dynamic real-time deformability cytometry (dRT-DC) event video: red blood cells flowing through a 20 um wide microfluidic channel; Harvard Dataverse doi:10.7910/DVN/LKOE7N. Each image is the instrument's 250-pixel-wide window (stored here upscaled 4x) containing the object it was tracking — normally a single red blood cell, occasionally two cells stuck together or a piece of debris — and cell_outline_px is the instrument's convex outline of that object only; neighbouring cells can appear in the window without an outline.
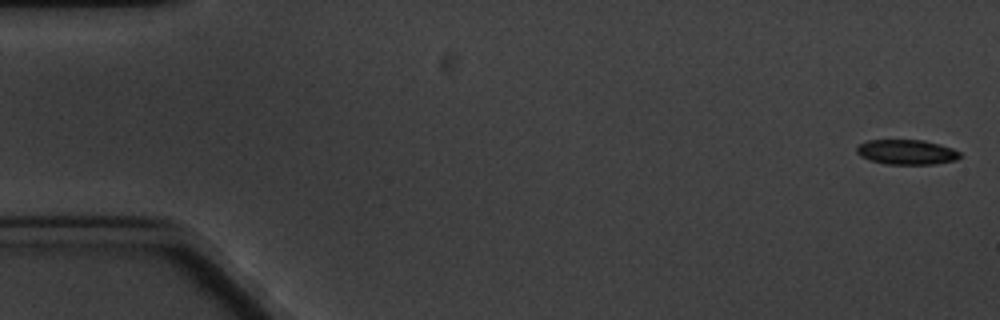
{"species": "common noctule bat (a hibernating species)", "species_latin": "Nyctalus noctula", "temperature_condition": "cold", "stored_images_in_passage": 6, "camera_frame_rate_fps": 3000, "um_per_image_px": 0.085, "animal": {"sex": "male", "body_mass_g": 20.1, "forearm_length_mm": 53.5}, "frame": {"image": 1, "passage_image": 1, "time_ms": 0.0, "image_size_px": [1000, 320], "cell_outline_px": [[960, 156], [956, 160], [936, 164], [884, 164], [868, 160], [860, 156], [856, 152], [856, 148], [860, 144], [868, 140], [924, 140], [940, 144], [952, 148], [960, 152]], "centroid_in_image_um": [77.05, 12.93], "position_along_channel_um": 7.9, "area_um2": 15.09}}
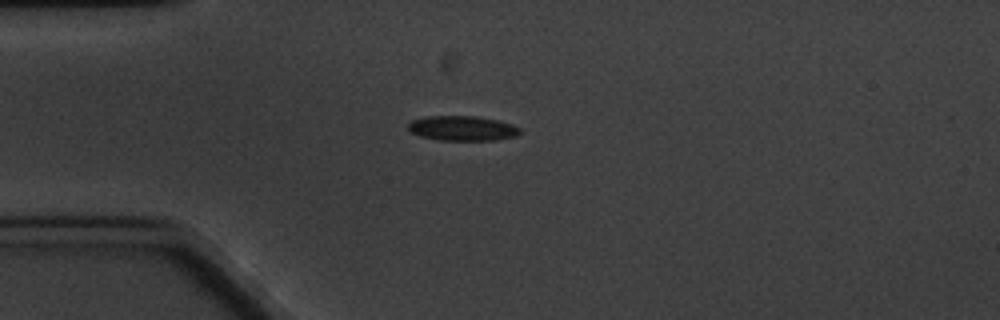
{"frame": {"image": 2, "passage_image": 4, "time_ms": 4.667, "image_size_px": [1000, 320], "cell_outline_px": [[520, 132], [516, 136], [496, 140], [440, 140], [420, 136], [412, 132], [408, 128], [408, 124], [412, 120], [424, 116], [476, 116], [500, 120], [512, 124], [520, 128]], "centroid_in_image_um": [39.32, 10.9], "position_along_channel_um": 45.7, "area_um2": 16.24}}